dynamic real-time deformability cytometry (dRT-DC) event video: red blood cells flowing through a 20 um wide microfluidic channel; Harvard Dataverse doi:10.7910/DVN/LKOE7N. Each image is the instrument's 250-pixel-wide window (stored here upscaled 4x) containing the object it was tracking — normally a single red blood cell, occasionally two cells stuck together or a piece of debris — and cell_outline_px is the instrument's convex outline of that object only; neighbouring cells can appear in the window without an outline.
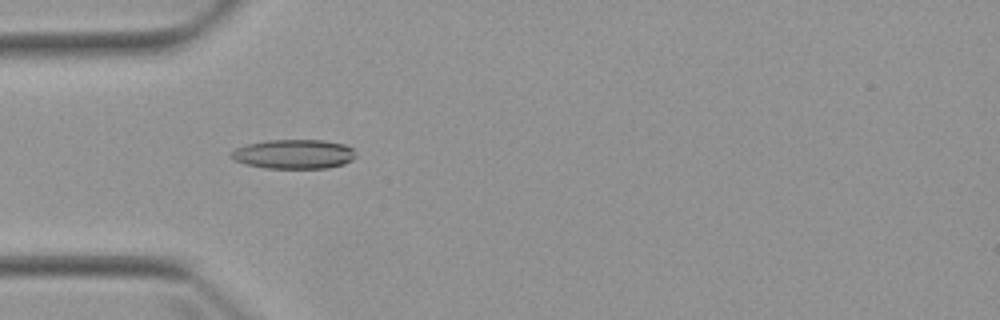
{"species": "Egyptian fruit bat (a non-hibernating species)", "species_latin": "Rousettus aegyptiacus", "temperature_condition": "warm", "stored_images_in_passage": 5, "camera_frame_rate_fps": 3000, "um_per_image_px": 0.085, "animal": {"sex": "female"}, "frame": {"image": 1, "passage_image": 4, "time_ms": 3.333, "image_size_px": [1000, 320], "cell_outline_px": [[356, 156], [352, 160], [344, 164], [328, 168], [264, 168], [244, 164], [228, 156], [228, 152], [236, 148], [248, 144], [264, 140], [324, 140], [344, 144], [352, 148]], "centroid_in_image_um": [24.95, 13.1], "position_along_channel_um": 60.1, "area_um2": 21.5}}
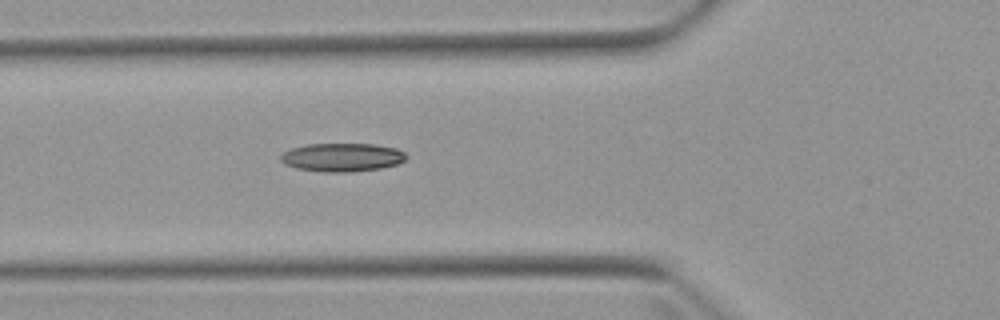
{"frame": {"image": 2, "passage_image": 5, "time_ms": 4.333, "image_size_px": [1000, 320], "cell_outline_px": [[408, 156], [400, 164], [380, 168], [352, 172], [324, 172], [296, 168], [284, 164], [280, 160], [280, 156], [284, 152], [292, 148], [304, 144], [376, 144], [396, 148], [404, 152]], "centroid_in_image_um": [29.09, 13.37], "position_along_channel_um": 96.7, "area_um2": 20.98}}